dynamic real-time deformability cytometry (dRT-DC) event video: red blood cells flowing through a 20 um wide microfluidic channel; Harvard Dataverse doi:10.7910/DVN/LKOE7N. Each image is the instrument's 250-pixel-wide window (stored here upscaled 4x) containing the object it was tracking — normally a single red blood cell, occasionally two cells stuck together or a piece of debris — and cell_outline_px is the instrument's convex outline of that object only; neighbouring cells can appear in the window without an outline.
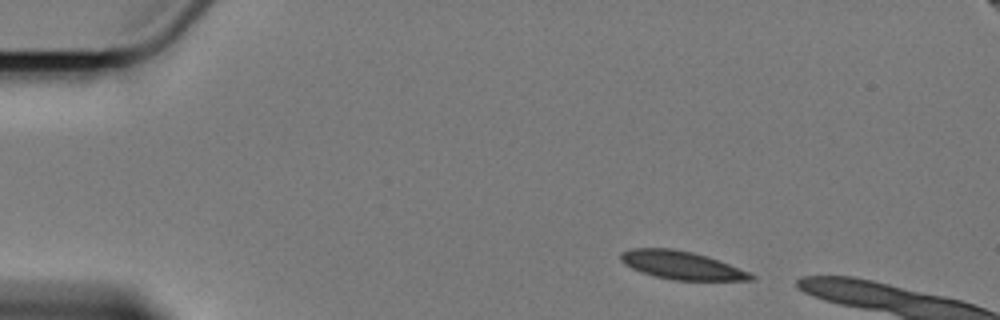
{"species": "Egyptian fruit bat (a non-hibernating species)", "species_latin": "Rousettus aegyptiacus", "temperature_condition": "cold", "stored_images_in_passage": 5, "segment_of_instrument_passage": [2, 2], "camera_frame_rate_fps": 3000, "um_per_image_px": 0.085, "animal": {"sex": "female"}, "frame": {"image": 1, "passage_image": 5, "time_ms": 6.0, "image_size_px": [1000, 320], "cell_outline_px": [[756, 280], [672, 280], [640, 272], [624, 264], [620, 260], [620, 252], [632, 248], [672, 248], [692, 252], [708, 256], [720, 260], [752, 272], [756, 276]], "centroid_in_image_um": [57.97, 22.54], "position_along_channel_um": 27.0, "area_um2": 21.68}}